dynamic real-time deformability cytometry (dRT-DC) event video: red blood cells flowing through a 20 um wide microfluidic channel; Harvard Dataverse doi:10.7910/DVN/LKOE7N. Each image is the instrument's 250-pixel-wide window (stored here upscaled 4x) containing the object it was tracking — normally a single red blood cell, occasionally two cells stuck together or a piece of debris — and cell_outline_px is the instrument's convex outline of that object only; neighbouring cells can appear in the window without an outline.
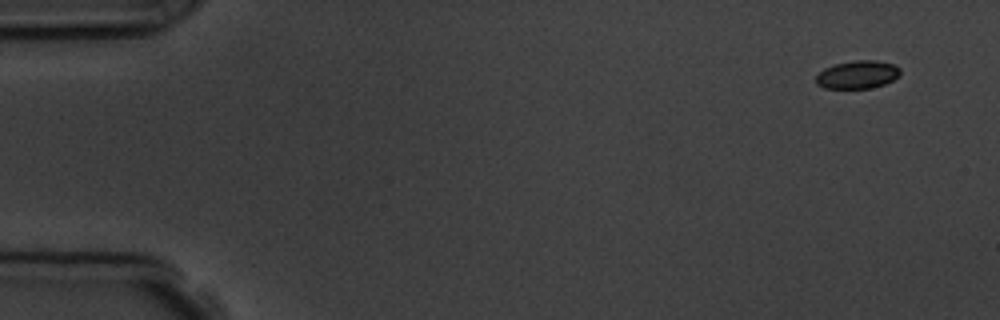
{"species": "common noctule bat (a hibernating species)", "species_latin": "Nyctalus noctula", "temperature_condition": "room temperature", "stored_images_in_passage": 5, "camera_frame_rate_fps": 3000, "um_per_image_px": 0.085, "animal": {"sex": "male", "body_mass_g": 19.5, "forearm_length_mm": 54.6}, "frame": {"image": 1, "passage_image": 1, "time_ms": 0.0, "image_size_px": [1000, 320], "cell_outline_px": [[900, 76], [884, 84], [868, 88], [824, 88], [816, 84], [816, 76], [824, 68], [836, 64], [856, 60], [876, 60], [892, 64], [900, 68]], "centroid_in_image_um": [72.89, 6.34], "position_along_channel_um": 12.1, "area_um2": 13.64}}
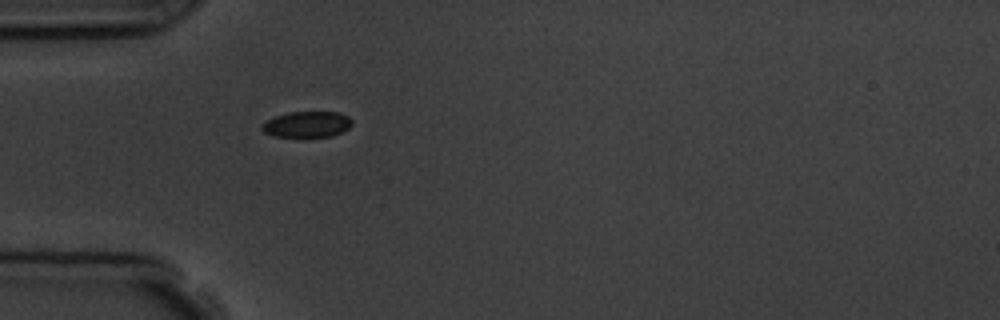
{"frame": {"image": 2, "passage_image": 5, "time_ms": 4.333, "image_size_px": [1000, 320], "cell_outline_px": [[352, 124], [348, 128], [332, 136], [304, 140], [272, 136], [264, 132], [260, 128], [268, 120], [276, 116], [288, 112], [340, 112], [348, 116], [352, 120]], "centroid_in_image_um": [26.09, 10.62], "position_along_channel_um": 58.9, "area_um2": 14.28}}